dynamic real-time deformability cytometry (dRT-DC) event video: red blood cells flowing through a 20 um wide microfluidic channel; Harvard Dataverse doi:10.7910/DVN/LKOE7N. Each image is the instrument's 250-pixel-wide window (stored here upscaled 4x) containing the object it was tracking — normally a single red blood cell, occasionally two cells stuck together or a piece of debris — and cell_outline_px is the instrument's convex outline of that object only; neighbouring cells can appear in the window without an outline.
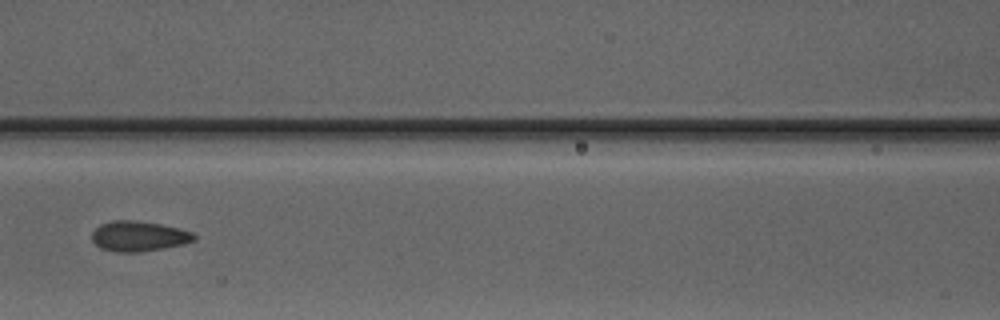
{"species": "Egyptian fruit bat (a non-hibernating species)", "species_latin": "Rousettus aegyptiacus", "temperature_condition": "warm", "stored_images_in_passage": 6, "camera_frame_rate_fps": 3000, "um_per_image_px": 0.085, "animal": {"sex": "male"}, "frame": {"image": 1, "passage_image": 6, "time_ms": 6.667, "image_size_px": [1000, 320], "cell_outline_px": [[196, 240], [184, 244], [164, 248], [140, 252], [116, 252], [100, 248], [92, 240], [92, 232], [100, 224], [112, 220], [136, 220], [160, 224], [180, 228], [192, 232], [196, 236]], "centroid_in_image_um": [11.8, 20.07], "position_along_channel_um": 154.8, "area_um2": 18.15}}